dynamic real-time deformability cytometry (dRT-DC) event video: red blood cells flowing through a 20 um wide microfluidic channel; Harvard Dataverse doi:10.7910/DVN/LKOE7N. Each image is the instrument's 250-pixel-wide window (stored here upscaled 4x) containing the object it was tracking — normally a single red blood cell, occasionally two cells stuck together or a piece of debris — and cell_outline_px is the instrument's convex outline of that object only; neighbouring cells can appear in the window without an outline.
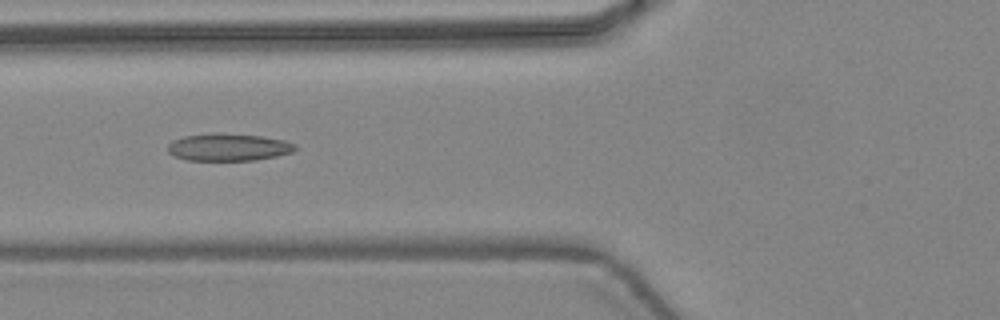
{"species": "common noctule bat (a hibernating species)", "species_latin": "Nyctalus noctula", "temperature_condition": "warm", "stored_images_in_passage": 47, "camera_frame_rate_fps": 3000, "um_per_image_px": 0.085, "animal": {"sex": "female", "body_mass_g": 24.6, "forearm_length_mm": 56.2}, "frame": {"image": 1, "passage_image": 19, "time_ms": 6.0, "image_size_px": [1000, 320], "cell_outline_px": [[296, 148], [292, 152], [276, 156], [256, 160], [188, 160], [172, 156], [168, 152], [168, 144], [172, 140], [184, 136], [212, 132], [220, 132], [260, 136], [284, 140], [296, 144]], "centroid_in_image_um": [19.38, 12.5], "position_along_channel_um": 106.4, "area_um2": 20.52}}
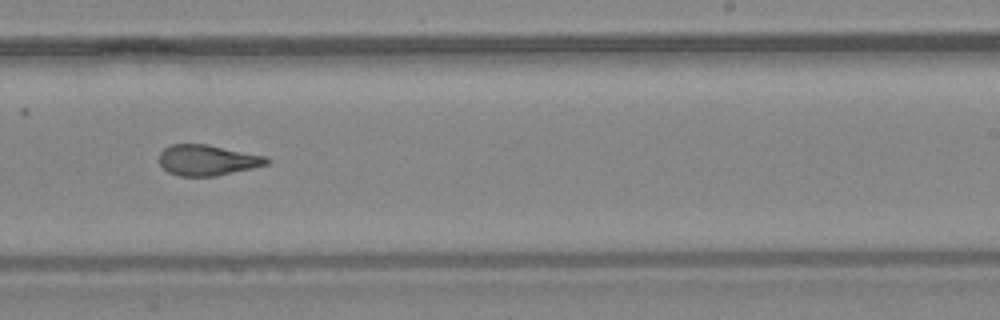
{"frame": {"image": 2, "passage_image": 30, "time_ms": 9.667, "image_size_px": [1000, 320], "cell_outline_px": [[272, 160], [268, 164], [252, 168], [216, 176], [180, 176], [168, 172], [160, 164], [160, 152], [168, 144], [208, 144], [268, 156]], "centroid_in_image_um": [17.66, 13.6], "position_along_channel_um": 271.3, "area_um2": 19.42}}
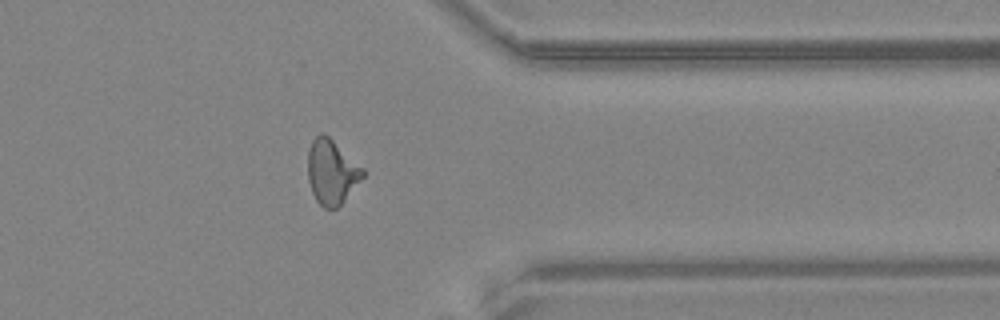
{"frame": {"image": 3, "passage_image": 38, "time_ms": 12.333, "image_size_px": [1000, 320], "cell_outline_px": [[364, 176], [344, 200], [336, 208], [324, 208], [316, 200], [312, 192], [308, 180], [308, 152], [312, 140], [320, 132], [324, 132], [364, 168]], "centroid_in_image_um": [28.18, 14.59], "position_along_channel_um": 383.2, "area_um2": 20.58}, "authors_computed_cell_mechanics": {"area_um2": 20.519, "velocity_mm_per_s": 4.4856, "shape_relaxation_time_tau1_ms": null, "shape_relaxation_time_tau2_ms": 1.4404, "deformation_change_tau1": null, "deformation_change_tau2": 0.0882}}